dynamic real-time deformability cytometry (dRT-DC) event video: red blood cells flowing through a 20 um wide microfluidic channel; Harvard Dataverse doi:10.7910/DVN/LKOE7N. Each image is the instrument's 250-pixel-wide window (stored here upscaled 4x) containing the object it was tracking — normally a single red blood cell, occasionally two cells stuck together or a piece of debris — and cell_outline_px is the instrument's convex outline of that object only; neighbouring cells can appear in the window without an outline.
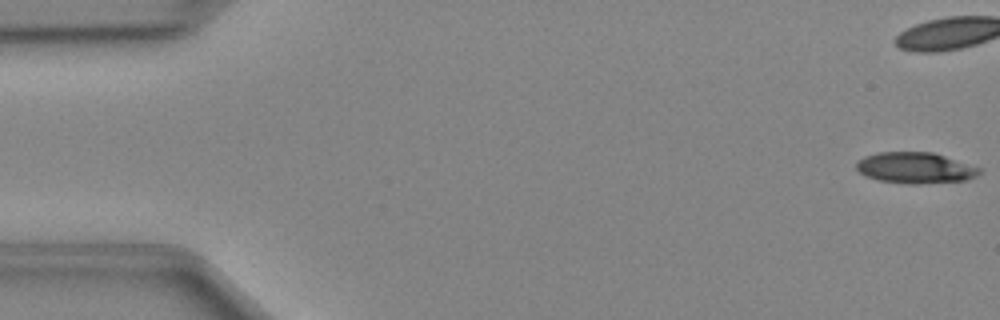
{"species": "Egyptian fruit bat (a non-hibernating species)", "species_latin": "Rousettus aegyptiacus", "temperature_condition": "cold", "stored_images_in_passage": 43, "camera_frame_rate_fps": 3000, "um_per_image_px": 0.085, "animal": {"sex": "female"}, "frame": {"image": 1, "passage_image": 1, "time_ms": 0.0, "image_size_px": [1000, 320], "cell_outline_px": [[984, 168], [976, 176], [968, 180], [920, 184], [908, 184], [876, 180], [864, 176], [856, 168], [856, 160], [864, 156], [880, 152], [932, 152]], "centroid_in_image_um": [77.8, 14.27], "position_along_channel_um": 7.2, "area_um2": 22.6}}